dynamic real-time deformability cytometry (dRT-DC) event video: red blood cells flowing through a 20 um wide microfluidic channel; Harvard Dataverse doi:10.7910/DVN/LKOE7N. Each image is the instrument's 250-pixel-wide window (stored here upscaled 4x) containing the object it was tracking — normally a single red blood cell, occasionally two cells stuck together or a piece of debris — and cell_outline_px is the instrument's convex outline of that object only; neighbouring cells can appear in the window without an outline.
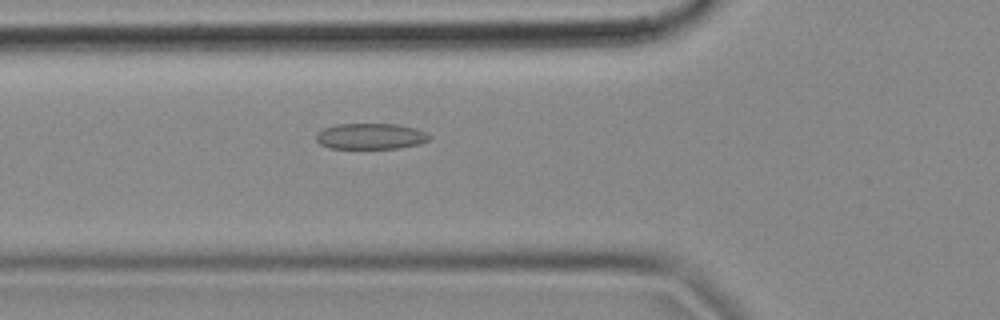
{"species": "common noctule bat (a hibernating species)", "species_latin": "Nyctalus noctula", "temperature_condition": "cold", "stored_images_in_passage": 39, "camera_frame_rate_fps": 3000, "um_per_image_px": 0.085, "animal": {"sex": "female", "body_mass_g": 18.4}, "frame": {"image": 1, "passage_image": 4, "time_ms": 1.0, "image_size_px": [1000, 320], "cell_outline_px": [[432, 136], [428, 140], [420, 144], [400, 148], [328, 148], [320, 144], [316, 140], [316, 136], [324, 128], [336, 124], [396, 124], [416, 128], [428, 132]], "centroid_in_image_um": [31.55, 11.58], "position_along_channel_um": 94.2, "area_um2": 17.17}}
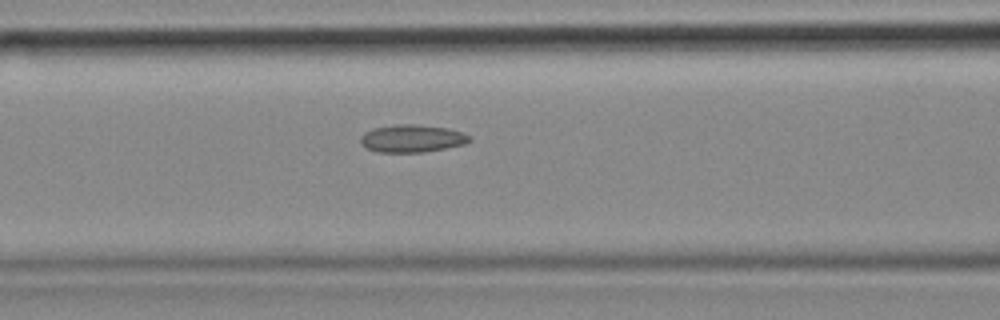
{"frame": {"image": 2, "passage_image": 7, "time_ms": 2.0, "image_size_px": [1000, 320], "cell_outline_px": [[472, 140], [464, 144], [424, 152], [376, 152], [360, 144], [360, 136], [364, 132], [372, 128], [396, 124], [416, 124], [448, 128], [472, 136]], "centroid_in_image_um": [35.0, 11.76], "position_along_channel_um": 131.6, "area_um2": 17.63}}
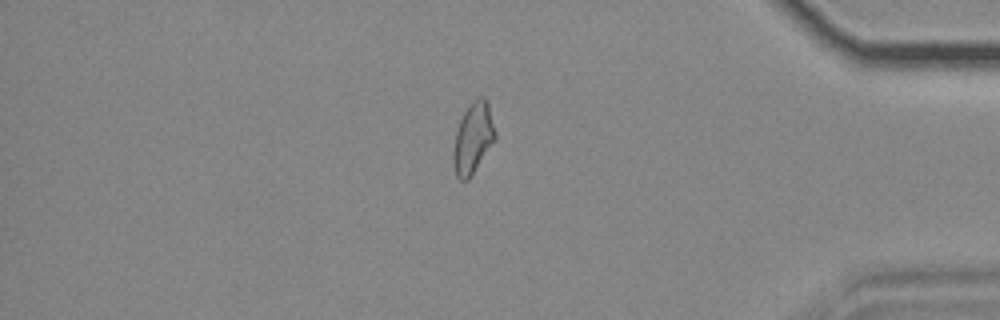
{"frame": {"image": 3, "passage_image": 31, "time_ms": 10.0, "image_size_px": [1000, 320], "cell_outline_px": [[496, 140], [468, 180], [460, 180], [456, 176], [452, 160], [452, 152], [456, 132], [460, 120], [468, 104], [472, 100], [480, 96], [484, 96], [488, 100], [496, 132]], "centroid_in_image_um": [40.22, 11.71], "position_along_channel_um": 395.0, "area_um2": 17.63}, "authors_computed_cell_mechanics": {"area_um2": 16.8198, "velocity_mm_per_s": 3.688, "shape_relaxation_time_tau1_ms": null, "shape_relaxation_time_tau2_ms": 3.6009, "deformation_change_tau1": null, "deformation_change_tau2": 0.0894}}